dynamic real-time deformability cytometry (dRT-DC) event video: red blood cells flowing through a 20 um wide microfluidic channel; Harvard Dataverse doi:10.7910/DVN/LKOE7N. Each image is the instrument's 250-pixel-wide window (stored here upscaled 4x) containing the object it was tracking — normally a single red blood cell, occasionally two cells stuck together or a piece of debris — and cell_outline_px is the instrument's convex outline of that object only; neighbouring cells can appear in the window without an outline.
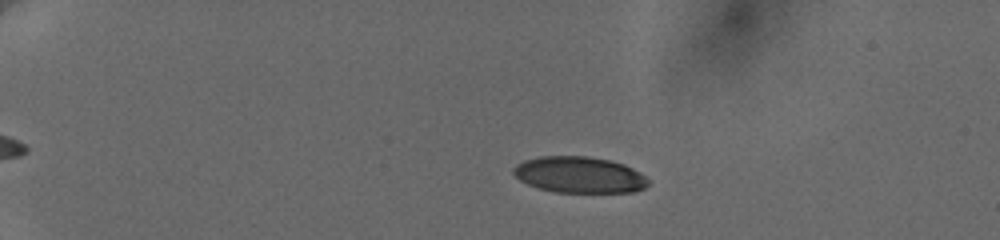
{"species": "human", "species_latin": "Homo sapiens", "temperature_condition": "cold", "stored_images_in_passage": 41, "camera_frame_rate_fps": 3000, "um_per_image_px": 0.085, "donor": {"sex": "female"}, "frame": {"image": 1, "passage_image": 5, "time_ms": 1.667, "image_size_px": [1000, 240], "cell_outline_px": [[648, 184], [644, 188], [632, 192], [556, 192], [540, 188], [528, 184], [520, 180], [512, 172], [512, 168], [516, 164], [524, 160], [540, 156], [588, 156], [608, 160], [624, 164], [640, 172], [648, 180]], "centroid_in_image_um": [49.22, 14.85], "position_along_channel_um": 35.8, "area_um2": 28.38}}
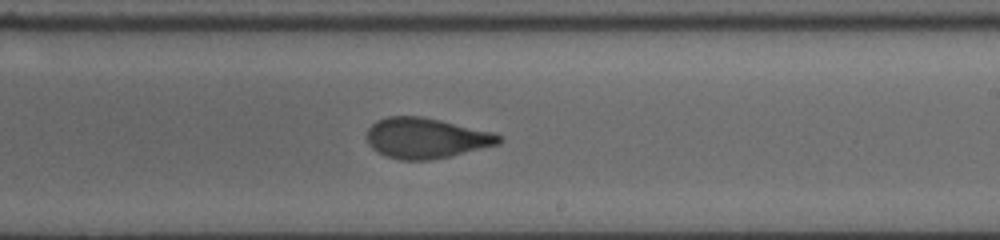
{"frame": {"image": 2, "passage_image": 25, "time_ms": 10.0, "image_size_px": [1000, 240], "cell_outline_px": [[504, 140], [500, 144], [432, 160], [400, 160], [384, 156], [376, 152], [368, 144], [368, 128], [376, 120], [388, 116], [420, 116], [440, 120], [496, 132], [504, 136]], "centroid_in_image_um": [36.25, 11.74], "position_along_channel_um": 252.8, "area_um2": 31.5}}
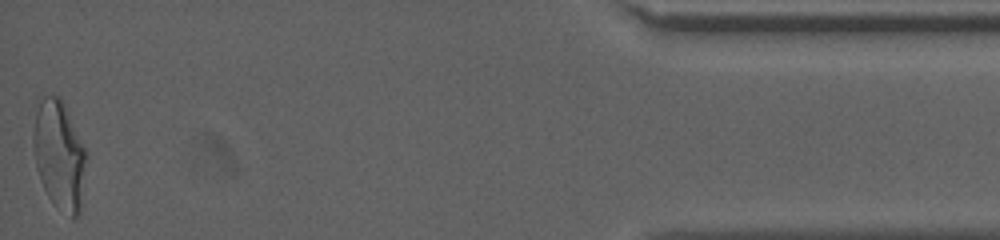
{"frame": {"image": 3, "passage_image": 41, "time_ms": 16.667, "image_size_px": [1000, 240], "cell_outline_px": [[88, 156], [80, 212], [72, 220], [56, 208], [52, 204], [44, 188], [36, 168], [32, 140], [32, 136], [36, 96], [60, 96], [88, 152]], "centroid_in_image_um": [5.03, 13.17], "position_along_channel_um": 430.2, "area_um2": 34.8}, "authors_computed_cell_mechanics": {"area_um2": 31.5588, "velocity_mm_per_s": 3.6542, "shape_relaxation_time_tau1_ms": 4.0972, "shape_relaxation_time_tau2_ms": 1.3345, "deformation_change_tau1": 0.1697, "deformation_change_tau2": 0.0755}}